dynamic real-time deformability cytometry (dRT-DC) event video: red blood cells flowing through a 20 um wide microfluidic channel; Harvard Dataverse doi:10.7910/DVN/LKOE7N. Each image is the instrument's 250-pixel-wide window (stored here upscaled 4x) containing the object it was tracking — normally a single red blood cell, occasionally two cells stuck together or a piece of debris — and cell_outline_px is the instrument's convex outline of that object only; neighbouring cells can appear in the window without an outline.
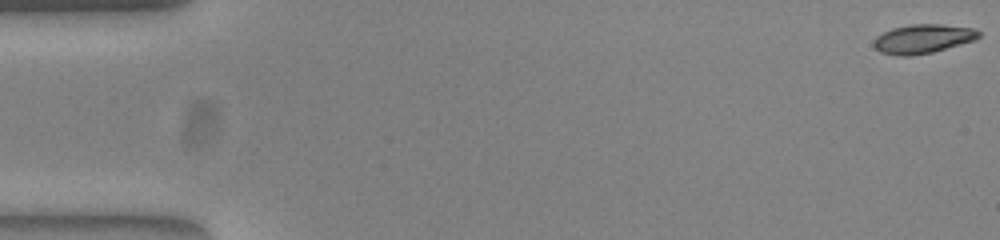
{"species": "common noctule bat (a hibernating species)", "species_latin": "Nyctalus noctula", "temperature_condition": "warm", "stored_images_in_passage": 53, "camera_frame_rate_fps": 3000, "um_per_image_px": 0.085, "animal": {"sex": "female", "body_mass_g": 23.0, "forearm_length_mm": 53.4}, "frame": {"image": 1, "passage_image": 1, "time_ms": 0.0, "image_size_px": [1000, 240], "cell_outline_px": [[980, 36], [976, 40], [932, 52], [912, 56], [900, 56], [880, 52], [872, 44], [876, 36], [892, 28], [908, 24], [944, 24], [972, 28], [980, 32]], "centroid_in_image_um": [78.44, 3.29], "position_along_channel_um": 6.6, "area_um2": 17.86}}
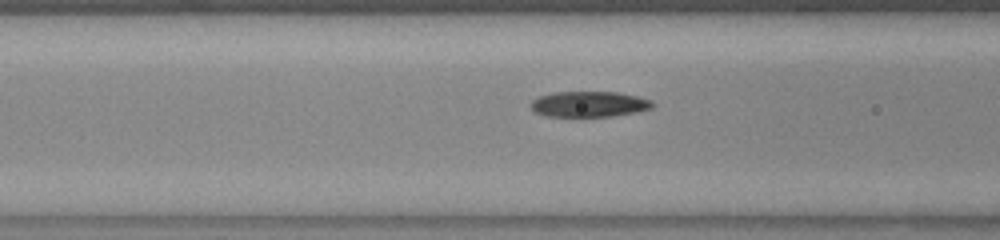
{"frame": {"image": 2, "passage_image": 21, "time_ms": 6.667, "image_size_px": [1000, 240], "cell_outline_px": [[656, 104], [652, 108], [636, 112], [612, 116], [544, 116], [536, 112], [528, 104], [532, 100], [540, 96], [552, 92], [616, 92], [636, 96], [652, 100]], "centroid_in_image_um": [50.07, 8.85], "position_along_channel_um": 116.5, "area_um2": 18.21}}
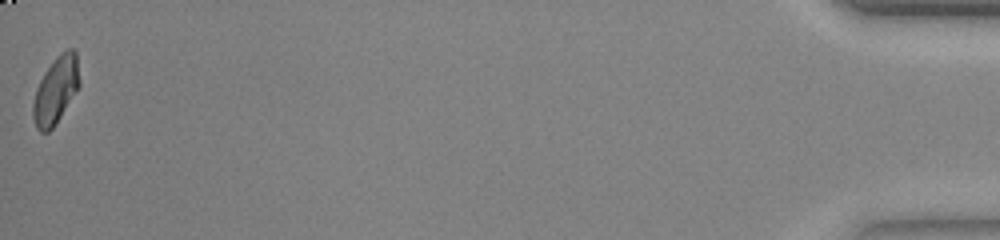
{"frame": {"image": 3, "passage_image": 53, "time_ms": 17.333, "image_size_px": [1000, 240], "cell_outline_px": [[80, 84], [56, 124], [48, 132], [40, 132], [36, 128], [32, 116], [32, 104], [36, 88], [44, 72], [56, 56], [60, 52], [68, 48], [72, 48], [76, 52], [80, 80]], "centroid_in_image_um": [4.73, 7.66], "position_along_channel_um": 430.5, "area_um2": 18.21}, "authors_computed_cell_mechanics": {"area_um2": 18.2648, "velocity_mm_per_s": 3.9028, "shape_relaxation_time_tau1_ms": 7.4036, "shape_relaxation_time_tau2_ms": 1.6502, "deformation_change_tau1": 0.2242, "deformation_change_tau2": 0.0669}}